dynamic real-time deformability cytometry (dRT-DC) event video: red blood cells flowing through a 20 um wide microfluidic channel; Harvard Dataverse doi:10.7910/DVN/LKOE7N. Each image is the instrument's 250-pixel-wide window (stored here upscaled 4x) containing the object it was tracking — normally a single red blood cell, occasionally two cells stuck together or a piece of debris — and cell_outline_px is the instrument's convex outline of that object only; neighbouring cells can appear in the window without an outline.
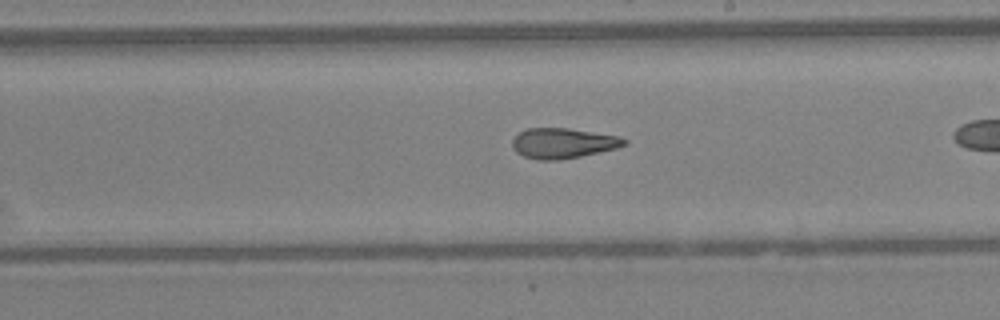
{"species": "Egyptian fruit bat (a non-hibernating species)", "species_latin": "Rousettus aegyptiacus", "temperature_condition": "warm", "stored_images_in_passage": 35, "camera_frame_rate_fps": 3000, "um_per_image_px": 0.085, "animal": {"sex": "female"}, "frame": {"image": 1, "passage_image": 25, "time_ms": 8.0, "image_size_px": [1000, 320], "cell_outline_px": [[628, 144], [616, 148], [580, 156], [560, 160], [536, 160], [524, 156], [516, 152], [512, 148], [512, 140], [520, 132], [528, 128], [568, 128], [620, 136], [628, 140]], "centroid_in_image_um": [47.86, 12.17], "position_along_channel_um": 241.1, "area_um2": 19.77}}